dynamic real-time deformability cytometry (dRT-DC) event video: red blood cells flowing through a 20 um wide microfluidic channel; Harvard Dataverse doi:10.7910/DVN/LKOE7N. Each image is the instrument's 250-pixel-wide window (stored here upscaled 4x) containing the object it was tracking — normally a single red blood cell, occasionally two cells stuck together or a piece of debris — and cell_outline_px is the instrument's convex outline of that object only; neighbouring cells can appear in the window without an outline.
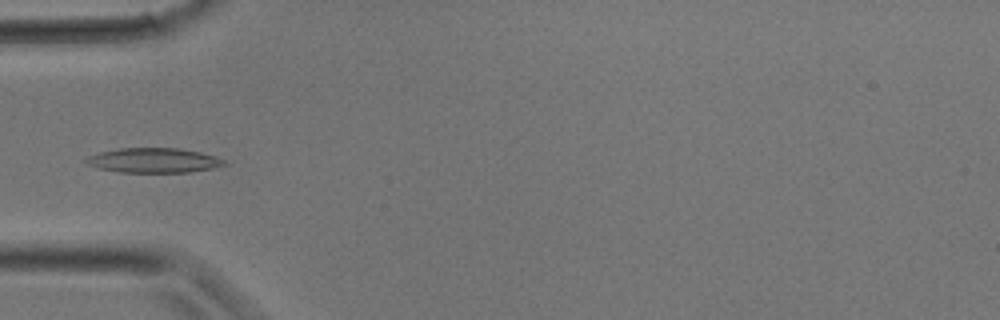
{"species": "common noctule bat (a hibernating species)", "species_latin": "Nyctalus noctula", "temperature_condition": "room temperature", "stored_images_in_passage": 8, "camera_frame_rate_fps": 3000, "um_per_image_px": 0.085, "animal": {"sex": "male", "body_mass_g": 17.9}, "frame": {"image": 1, "passage_image": 3, "time_ms": 0.667, "image_size_px": [1000, 320], "cell_outline_px": [[228, 164], [212, 168], [188, 172], [116, 172], [100, 168], [88, 164], [84, 160], [88, 156], [100, 152], [120, 148], [180, 148], [200, 152], [216, 156], [224, 160]], "centroid_in_image_um": [13.08, 13.63], "position_along_channel_um": 71.9, "area_um2": 19.83}}
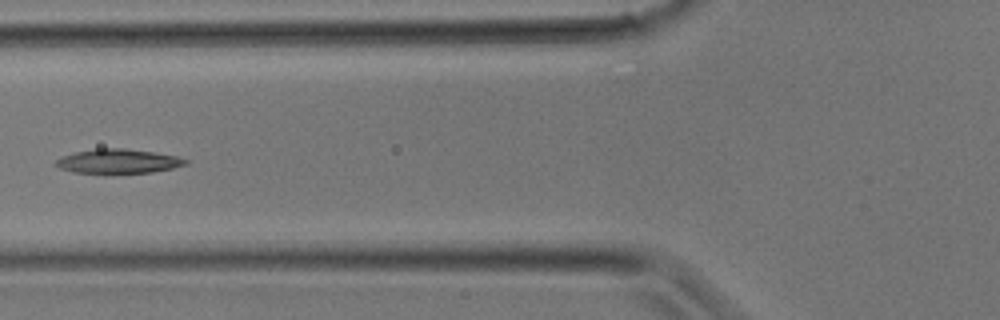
{"frame": {"image": 2, "passage_image": 5, "time_ms": 1.333, "image_size_px": [1000, 320], "cell_outline_px": [[188, 164], [172, 168], [152, 172], [72, 172], [60, 168], [52, 164], [56, 160], [64, 156], [76, 152], [96, 148], [124, 148], [152, 152], [176, 156], [188, 160]], "centroid_in_image_um": [10.03, 13.69], "position_along_channel_um": 115.8, "area_um2": 17.98}}
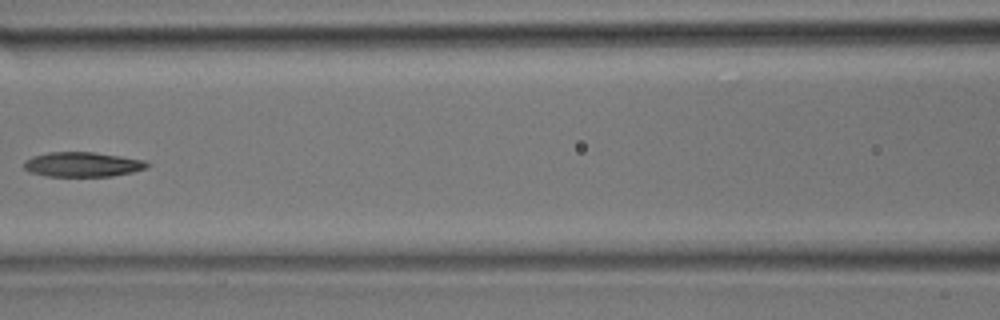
{"frame": {"image": 3, "passage_image": 7, "time_ms": 2.0, "image_size_px": [1000, 320], "cell_outline_px": [[152, 164], [148, 168], [132, 172], [112, 176], [48, 176], [32, 172], [24, 168], [24, 160], [32, 156], [48, 152], [96, 152], [144, 160]], "centroid_in_image_um": [7.05, 13.97], "position_along_channel_um": 159.6, "area_um2": 17.8}}